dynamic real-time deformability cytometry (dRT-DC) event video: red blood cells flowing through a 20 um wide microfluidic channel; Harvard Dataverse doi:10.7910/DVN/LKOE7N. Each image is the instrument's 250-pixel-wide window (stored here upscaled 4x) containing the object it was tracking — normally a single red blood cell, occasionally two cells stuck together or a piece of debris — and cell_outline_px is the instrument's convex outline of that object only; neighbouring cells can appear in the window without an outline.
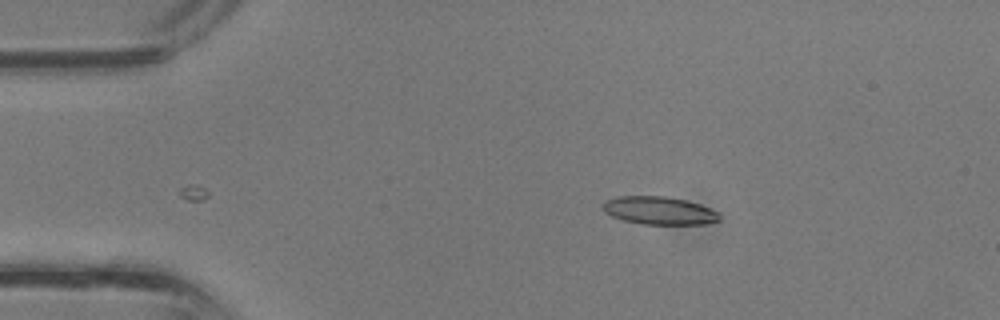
{"species": "common noctule bat (a hibernating species)", "species_latin": "Nyctalus noctula", "temperature_condition": "room temperature", "stored_images_in_passage": 27, "camera_frame_rate_fps": 3000, "um_per_image_px": 0.085, "animal": {"sex": "male", "body_mass_g": 13.3}, "frame": {"image": 1, "passage_image": 1, "time_ms": 0.0, "image_size_px": [1000, 320], "cell_outline_px": [[720, 220], [704, 224], [640, 224], [624, 220], [612, 216], [604, 212], [604, 200], [620, 196], [664, 196], [684, 200], [700, 204], [716, 212], [720, 216]], "centroid_in_image_um": [56.01, 17.9], "position_along_channel_um": 29.0, "area_um2": 18.79}}
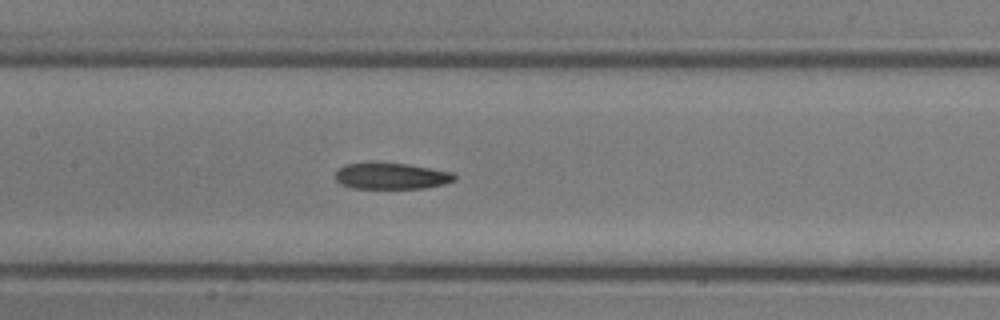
{"frame": {"image": 2, "passage_image": 12, "time_ms": 3.667, "image_size_px": [1000, 320], "cell_outline_px": [[456, 180], [444, 184], [424, 188], [352, 188], [340, 184], [336, 180], [336, 172], [344, 164], [408, 164], [452, 172], [456, 176]], "centroid_in_image_um": [33.29, 14.98], "position_along_channel_um": 174.1, "area_um2": 17.86}}
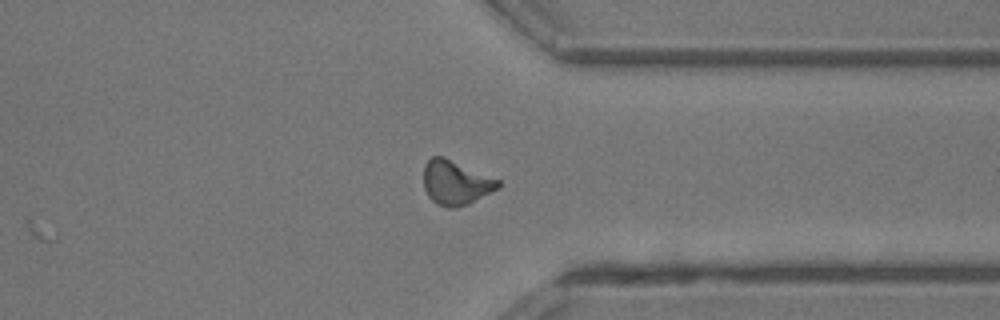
{"frame": {"image": 3, "passage_image": 23, "time_ms": 7.333, "image_size_px": [1000, 320], "cell_outline_px": [[500, 188], [468, 204], [456, 208], [448, 208], [436, 204], [428, 196], [424, 188], [424, 164], [432, 156], [444, 156], [500, 180]], "centroid_in_image_um": [38.74, 15.53], "position_along_channel_um": 372.7, "area_um2": 19.42}}